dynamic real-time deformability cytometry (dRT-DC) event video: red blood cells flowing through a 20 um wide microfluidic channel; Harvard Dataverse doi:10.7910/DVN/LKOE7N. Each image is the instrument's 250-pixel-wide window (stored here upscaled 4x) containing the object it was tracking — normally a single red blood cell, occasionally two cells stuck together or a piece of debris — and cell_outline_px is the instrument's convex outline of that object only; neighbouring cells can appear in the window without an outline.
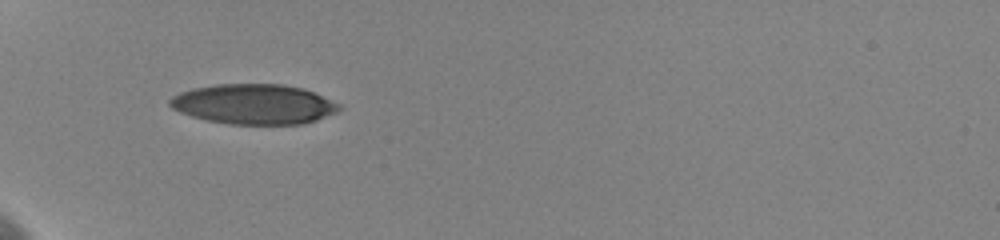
{"species": "human", "species_latin": "Homo sapiens", "temperature_condition": "cold", "stored_images_in_passage": 41, "camera_frame_rate_fps": 3000, "um_per_image_px": 0.085, "donor": {"sex": "female"}, "frame": {"image": 1, "passage_image": 1, "time_ms": 0.0, "image_size_px": [1000, 240], "cell_outline_px": [[340, 108], [336, 112], [316, 120], [300, 124], [228, 124], [208, 120], [192, 116], [180, 112], [172, 108], [168, 104], [168, 100], [172, 96], [180, 92], [192, 88], [216, 84], [284, 84], [304, 88], [340, 104]], "centroid_in_image_um": [21.55, 8.84], "position_along_channel_um": 63.5, "area_um2": 39.48}}
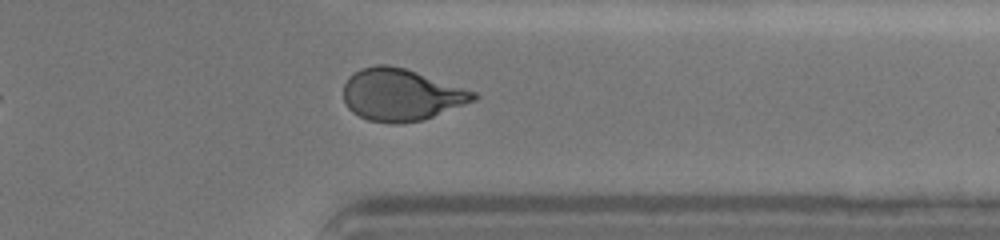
{"frame": {"image": 2, "passage_image": 35, "time_ms": 9.0, "image_size_px": [1000, 240], "cell_outline_px": [[480, 96], [476, 100], [432, 116], [420, 120], [400, 124], [392, 124], [368, 120], [352, 112], [348, 108], [344, 100], [344, 84], [348, 76], [360, 68], [376, 64], [388, 64], [404, 68], [476, 92]], "centroid_in_image_um": [34.06, 8.05], "position_along_channel_um": 377.3, "area_um2": 39.25}, "authors_computed_cell_mechanics": {"area_um2": 39.7664, "velocity_mm_per_s": 3.6414, "shape_relaxation_time_tau1_ms": 5.6388, "shape_relaxation_time_tau2_ms": 1.0725, "deformation_change_tau1": 0.187, "deformation_change_tau2": 0.0621}}